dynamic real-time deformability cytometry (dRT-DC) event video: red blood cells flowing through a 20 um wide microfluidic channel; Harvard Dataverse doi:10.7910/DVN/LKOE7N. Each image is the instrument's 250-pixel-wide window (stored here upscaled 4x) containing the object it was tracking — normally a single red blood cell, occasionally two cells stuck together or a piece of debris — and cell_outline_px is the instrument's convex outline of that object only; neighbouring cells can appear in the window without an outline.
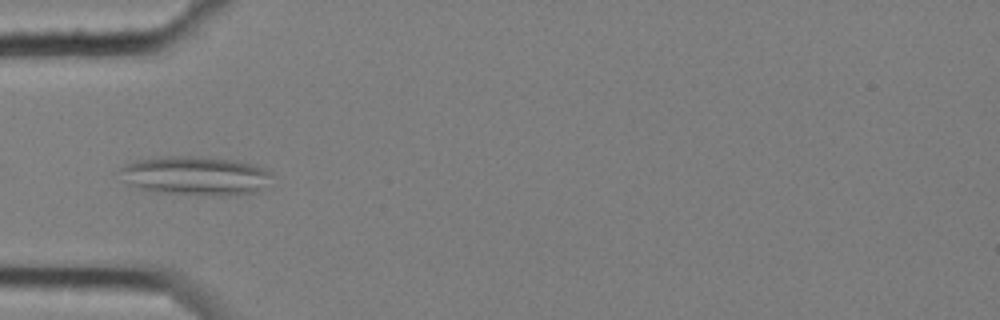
{"species": "common noctule bat (a hibernating species)", "species_latin": "Nyctalus noctula", "temperature_condition": "cold", "stored_images_in_passage": 10, "segment_of_instrument_passage": [1, 2], "camera_frame_rate_fps": 3000, "um_per_image_px": 0.085, "animal": {"sex": "female", "body_mass_g": 25.1}, "frame": {"image": 1, "passage_image": 5, "time_ms": 1.333, "image_size_px": [1000, 320], "cell_outline_px": [[272, 176], [264, 188], [260, 192], [228, 196], [196, 196], [156, 192], [140, 188], [132, 184], [116, 172], [120, 168], [136, 160], [156, 156], [196, 156], [240, 160], [256, 164], [272, 172]], "centroid_in_image_um": [16.69, 14.94], "position_along_channel_um": 68.3, "area_um2": 35.37}}